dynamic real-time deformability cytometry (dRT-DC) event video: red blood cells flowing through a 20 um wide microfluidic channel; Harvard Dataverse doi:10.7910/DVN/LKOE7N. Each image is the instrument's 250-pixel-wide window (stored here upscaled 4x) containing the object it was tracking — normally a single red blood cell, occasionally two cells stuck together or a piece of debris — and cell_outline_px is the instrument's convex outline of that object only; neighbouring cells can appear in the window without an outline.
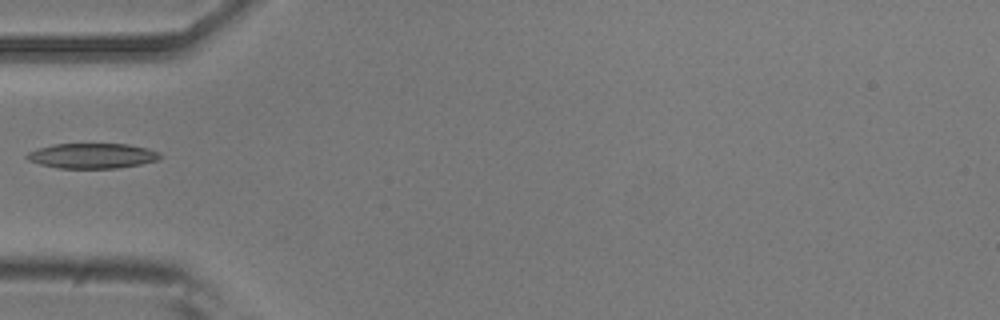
{"species": "common noctule bat (a hibernating species)", "species_latin": "Nyctalus noctula", "temperature_condition": "room temperature", "stored_images_in_passage": 36, "camera_frame_rate_fps": 3000, "um_per_image_px": 0.085, "animal": {"sex": "male", "body_mass_g": 20.5, "forearm_length_mm": 52.5}, "frame": {"image": 1, "passage_image": 1, "time_ms": 0.0, "image_size_px": [1000, 320], "cell_outline_px": [[160, 160], [140, 164], [116, 168], [60, 168], [40, 164], [28, 160], [24, 156], [28, 152], [52, 144], [128, 144], [148, 148], [160, 152]], "centroid_in_image_um": [7.86, 13.24], "position_along_channel_um": 77.1, "area_um2": 19.48}}
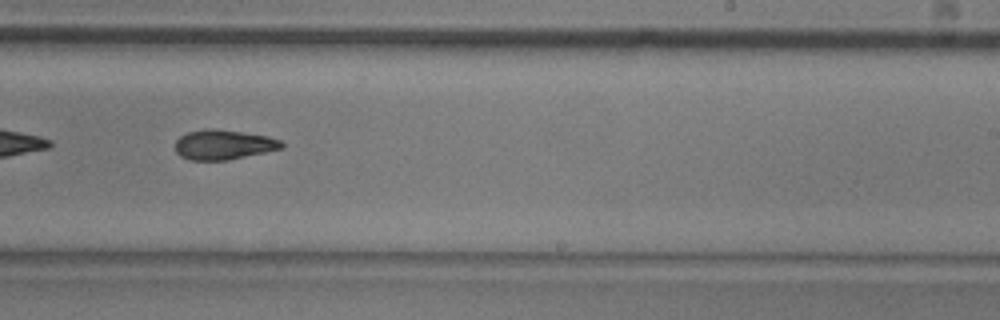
{"frame": {"image": 2, "passage_image": 16, "time_ms": 5.0, "image_size_px": [1000, 320], "cell_outline_px": [[284, 148], [228, 160], [192, 160], [180, 156], [176, 152], [176, 140], [180, 136], [188, 132], [208, 128], [216, 128], [268, 136], [280, 140], [284, 144]], "centroid_in_image_um": [19.01, 12.29], "position_along_channel_um": 270.0, "area_um2": 18.5}}
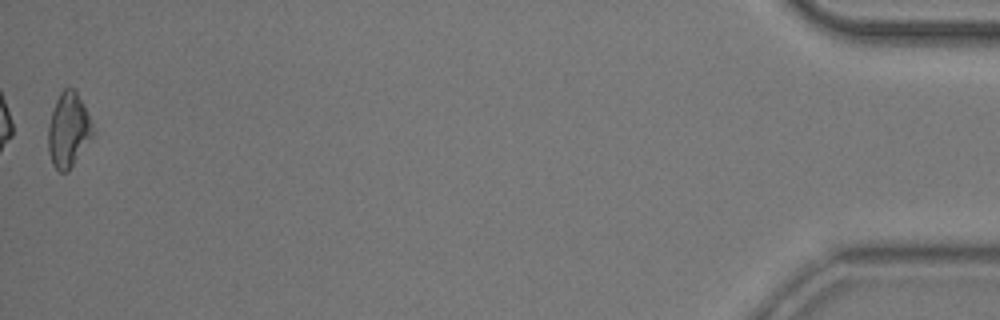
{"frame": {"image": 3, "passage_image": 36, "time_ms": 11.667, "image_size_px": [1000, 320], "cell_outline_px": [[96, 132], [68, 172], [60, 172], [52, 164], [48, 152], [48, 124], [56, 100], [60, 92], [64, 88], [76, 88]], "centroid_in_image_um": [5.82, 11.05], "position_along_channel_um": 429.4, "area_um2": 19.59}}